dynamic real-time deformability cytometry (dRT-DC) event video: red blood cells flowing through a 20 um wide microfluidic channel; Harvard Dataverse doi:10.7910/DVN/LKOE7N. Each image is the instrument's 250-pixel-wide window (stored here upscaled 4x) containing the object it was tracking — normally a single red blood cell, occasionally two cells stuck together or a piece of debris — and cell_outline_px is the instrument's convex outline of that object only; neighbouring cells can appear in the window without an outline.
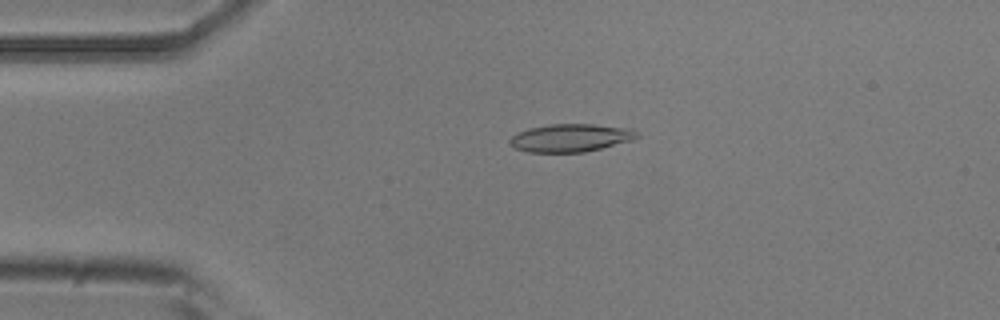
{"species": "common noctule bat (a hibernating species)", "species_latin": "Nyctalus noctula", "temperature_condition": "room temperature", "stored_images_in_passage": 52, "camera_frame_rate_fps": 3000, "um_per_image_px": 0.085, "animal": {"sex": "male", "body_mass_g": 20.5, "forearm_length_mm": 52.5}, "frame": {"image": 1, "passage_image": 11, "time_ms": 3.333, "image_size_px": [1000, 320], "cell_outline_px": [[640, 136], [632, 140], [584, 152], [528, 152], [516, 148], [508, 144], [508, 140], [512, 136], [528, 128], [552, 124], [592, 124], [632, 128], [640, 132]], "centroid_in_image_um": [48.53, 11.71], "position_along_channel_um": 36.5, "area_um2": 20.69}}
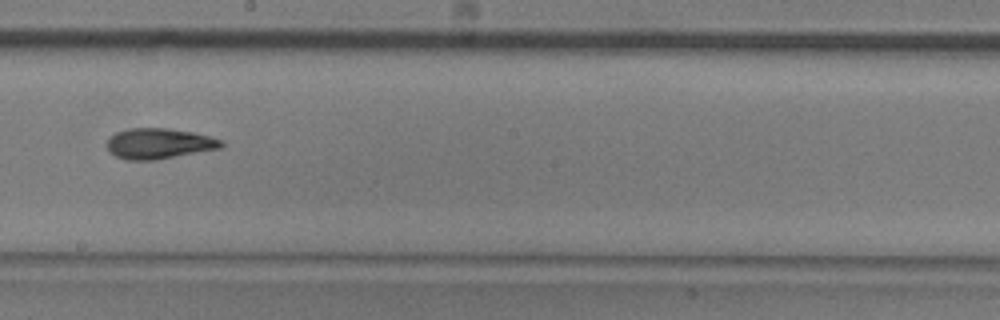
{"frame": {"image": 2, "passage_image": 29, "time_ms": 9.333, "image_size_px": [1000, 320], "cell_outline_px": [[224, 144], [220, 148], [156, 160], [128, 160], [116, 156], [108, 152], [108, 136], [116, 132], [128, 128], [168, 128], [192, 132], [224, 140]], "centroid_in_image_um": [13.49, 12.2], "position_along_channel_um": 234.7, "area_um2": 20.4}}
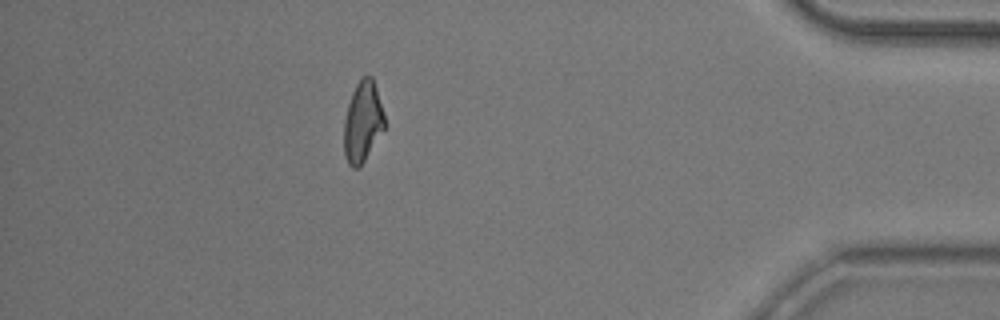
{"frame": {"image": 3, "passage_image": 46, "time_ms": 15.0, "image_size_px": [1000, 320], "cell_outline_px": [[384, 128], [364, 160], [356, 168], [352, 168], [348, 164], [344, 156], [344, 120], [348, 104], [352, 92], [356, 84], [364, 76], [372, 76], [384, 112]], "centroid_in_image_um": [30.81, 10.34], "position_along_channel_um": 404.4, "area_um2": 18.79}, "authors_computed_cell_mechanics": {"area_um2": 19.941, "velocity_mm_per_s": 3.8184, "shape_relaxation_time_tau1_ms": 7.9647, "shape_relaxation_time_tau2_ms": 3.178, "deformation_change_tau1": 0.2314, "deformation_change_tau2": 0.109}}